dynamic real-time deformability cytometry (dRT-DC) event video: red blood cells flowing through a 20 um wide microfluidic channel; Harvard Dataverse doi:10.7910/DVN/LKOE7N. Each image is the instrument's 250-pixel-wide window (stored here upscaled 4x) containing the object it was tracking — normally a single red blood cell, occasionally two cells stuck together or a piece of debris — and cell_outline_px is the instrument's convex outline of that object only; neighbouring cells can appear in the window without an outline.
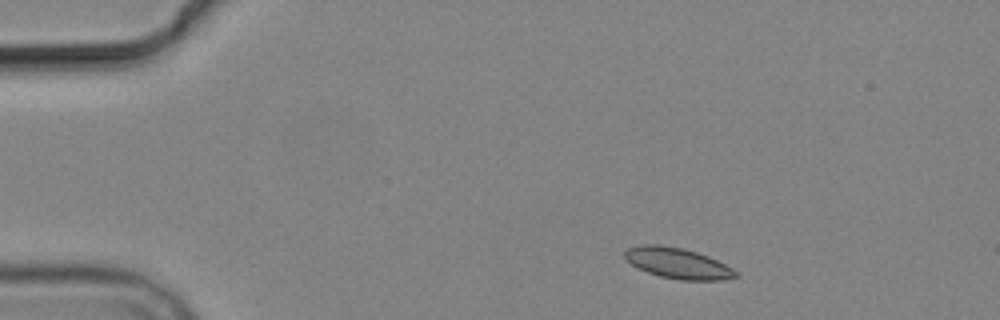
{"species": "common noctule bat (a hibernating species)", "species_latin": "Nyctalus noctula", "temperature_condition": "cold", "stored_images_in_passage": 4, "camera_frame_rate_fps": 3000, "um_per_image_px": 0.085, "animal": {"sex": "male", "body_mass_g": 19.2, "forearm_length_mm": 51.8}, "frame": {"image": 1, "passage_image": 1, "time_ms": 0.0, "image_size_px": [1000, 320], "cell_outline_px": [[740, 276], [720, 280], [680, 280], [660, 276], [648, 272], [624, 260], [624, 252], [628, 248], [640, 244], [656, 244], [684, 248], [708, 256], [732, 268]], "centroid_in_image_um": [57.58, 22.36], "position_along_channel_um": 27.4, "area_um2": 19.77}}